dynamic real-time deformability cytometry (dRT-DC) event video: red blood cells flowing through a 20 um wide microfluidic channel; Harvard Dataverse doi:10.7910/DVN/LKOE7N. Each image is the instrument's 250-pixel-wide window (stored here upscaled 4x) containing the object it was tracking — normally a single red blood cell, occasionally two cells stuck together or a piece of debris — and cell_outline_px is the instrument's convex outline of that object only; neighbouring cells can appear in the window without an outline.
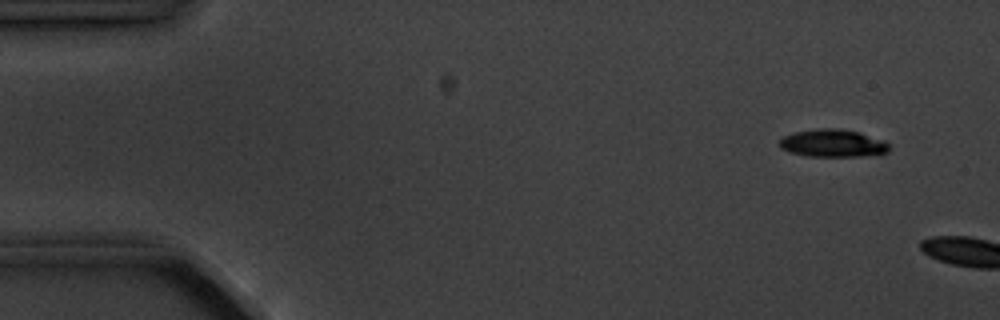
{"species": "common noctule bat (a hibernating species)", "species_latin": "Nyctalus noctula", "temperature_condition": "cold", "stored_images_in_passage": 2, "camera_frame_rate_fps": 3000, "um_per_image_px": 0.085, "animal": {"sex": "male", "body_mass_g": 20.1, "forearm_length_mm": 53.5}, "frame": {"image": 1, "passage_image": 1, "time_ms": 0.0, "image_size_px": [1000, 320], "cell_outline_px": [[888, 152], [864, 156], [808, 156], [788, 152], [780, 148], [780, 140], [784, 136], [796, 132], [816, 128], [840, 128], [860, 132], [884, 140], [888, 144]], "centroid_in_image_um": [70.78, 12.17], "position_along_channel_um": 14.2, "area_um2": 17.69}}